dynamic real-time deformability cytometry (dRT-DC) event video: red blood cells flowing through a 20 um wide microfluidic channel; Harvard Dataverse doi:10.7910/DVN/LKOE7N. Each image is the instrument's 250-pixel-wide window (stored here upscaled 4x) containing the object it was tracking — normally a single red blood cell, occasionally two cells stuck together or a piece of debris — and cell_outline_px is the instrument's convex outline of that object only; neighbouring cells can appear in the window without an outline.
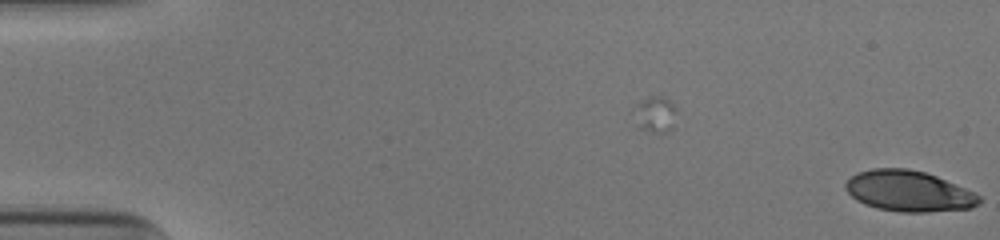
{"species": "human", "species_latin": "Homo sapiens", "temperature_condition": "cold", "stored_images_in_passage": 3, "camera_frame_rate_fps": 3000, "um_per_image_px": 0.085, "donor": {"sex": "male"}, "frame": {"image": 1, "passage_image": 3, "time_ms": 0.667, "image_size_px": [1000, 240], "cell_outline_px": [[984, 200], [980, 204], [972, 208], [928, 212], [900, 212], [876, 208], [864, 204], [856, 200], [844, 188], [844, 184], [856, 172], [872, 168], [908, 168], [924, 172], [936, 176], [964, 188], [980, 196]], "centroid_in_image_um": [77.23, 16.25], "position_along_channel_um": 7.8, "area_um2": 31.91}}